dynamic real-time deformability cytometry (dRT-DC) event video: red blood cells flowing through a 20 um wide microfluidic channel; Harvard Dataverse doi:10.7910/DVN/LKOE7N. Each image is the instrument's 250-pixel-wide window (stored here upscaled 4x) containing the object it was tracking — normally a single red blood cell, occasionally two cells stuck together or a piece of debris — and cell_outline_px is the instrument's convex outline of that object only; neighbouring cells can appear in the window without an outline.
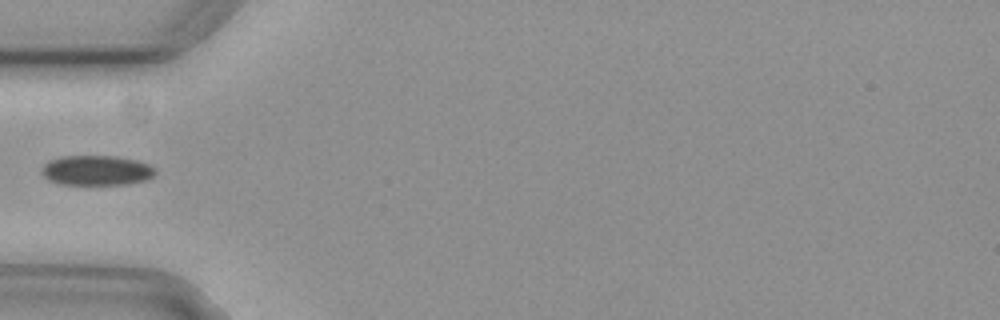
{"species": "common noctule bat (a hibernating species)", "species_latin": "Nyctalus noctula", "temperature_condition": "cold", "stored_images_in_passage": 37, "camera_frame_rate_fps": 3000, "um_per_image_px": 0.085, "animal": {"sex": "female", "body_mass_g": 29.2, "forearm_length_mm": 56.3}, "frame": {"image": 1, "passage_image": 1, "time_ms": 0.0, "image_size_px": [1000, 320], "cell_outline_px": [[156, 172], [152, 176], [144, 180], [124, 184], [56, 184], [48, 180], [40, 172], [40, 168], [48, 160], [60, 156], [116, 156], [136, 160], [148, 164], [156, 168]], "centroid_in_image_um": [8.14, 14.47], "position_along_channel_um": 76.9, "area_um2": 19.94}}
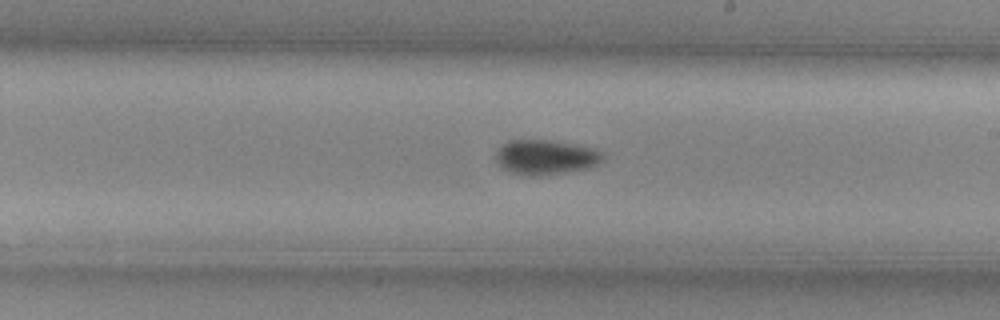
{"frame": {"image": 2, "passage_image": 14, "time_ms": 4.333, "image_size_px": [1000, 320], "cell_outline_px": [[604, 160], [596, 168], [552, 176], [516, 176], [500, 168], [496, 164], [496, 148], [504, 140], [560, 140], [580, 144], [596, 148], [604, 152]], "centroid_in_image_um": [46.43, 13.39], "position_along_channel_um": 242.6, "area_um2": 23.58}}
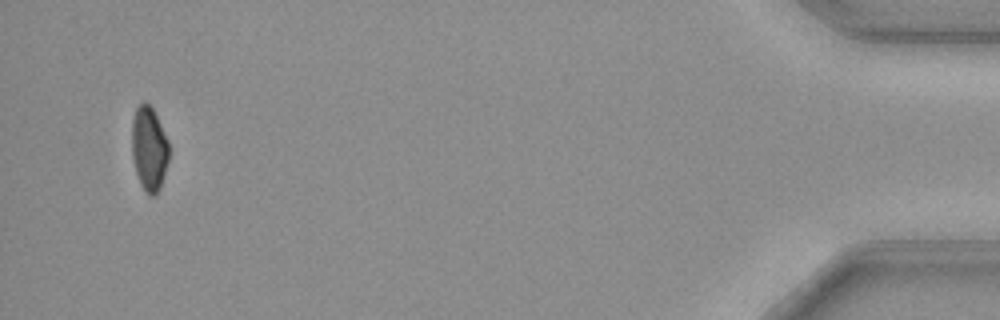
{"frame": {"image": 3, "passage_image": 35, "time_ms": 11.333, "image_size_px": [1000, 320], "cell_outline_px": [[168, 160], [164, 176], [160, 188], [156, 196], [148, 196], [144, 192], [140, 184], [136, 172], [132, 156], [132, 120], [136, 108], [144, 100], [152, 108], [168, 140]], "centroid_in_image_um": [12.66, 12.68], "position_along_channel_um": 422.5, "area_um2": 18.26}}